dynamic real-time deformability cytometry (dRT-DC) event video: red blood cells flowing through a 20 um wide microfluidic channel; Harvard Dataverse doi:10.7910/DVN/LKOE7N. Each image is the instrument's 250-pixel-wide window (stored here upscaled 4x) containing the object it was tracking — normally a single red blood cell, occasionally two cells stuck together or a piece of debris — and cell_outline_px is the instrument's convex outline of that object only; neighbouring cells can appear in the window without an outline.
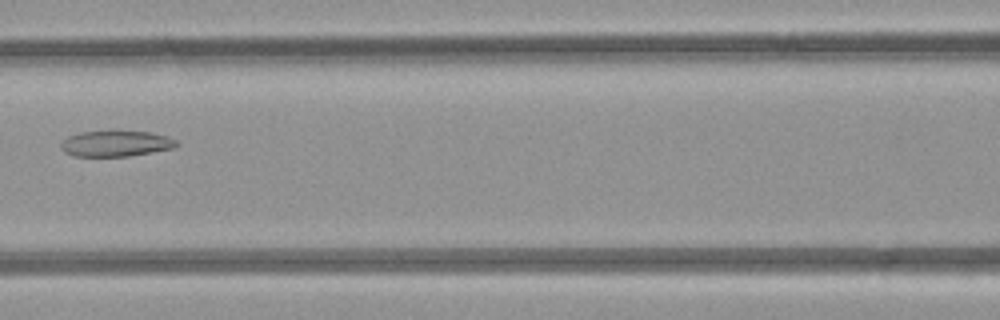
{"species": "common noctule bat (a hibernating species)", "species_latin": "Nyctalus noctula", "temperature_condition": "room temperature", "stored_images_in_passage": 3, "camera_frame_rate_fps": 3000, "um_per_image_px": 0.085, "animal": {"sex": "female", "body_mass_g": 21.9}, "frame": {"image": 1, "passage_image": 3, "time_ms": 2.333, "image_size_px": [1000, 320], "cell_outline_px": [[180, 144], [176, 148], [128, 156], [72, 156], [64, 152], [60, 148], [60, 144], [68, 136], [80, 132], [152, 132], [176, 140]], "centroid_in_image_um": [9.85, 12.22], "position_along_channel_um": 156.8, "area_um2": 17.22}}